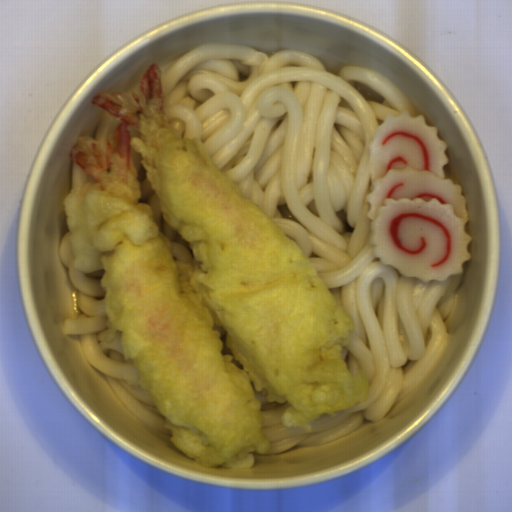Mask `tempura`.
<instances>
[{
    "label": "tempura",
    "instance_id": "8679c707",
    "mask_svg": "<svg viewBox=\"0 0 512 512\" xmlns=\"http://www.w3.org/2000/svg\"><path fill=\"white\" fill-rule=\"evenodd\" d=\"M90 103L122 121L69 149L96 180L64 195L70 254L76 273L105 269L104 341L121 331L123 359L166 418L170 443L201 466L250 470V452L270 448L255 390L288 402L282 425L306 433L321 414L369 400L367 369L353 375L342 359L352 317L297 242L184 134L183 118L168 116L159 64L146 66L138 90ZM131 146L192 261H173L139 201Z\"/></svg>",
    "mask_w": 512,
    "mask_h": 512
}]
</instances>
